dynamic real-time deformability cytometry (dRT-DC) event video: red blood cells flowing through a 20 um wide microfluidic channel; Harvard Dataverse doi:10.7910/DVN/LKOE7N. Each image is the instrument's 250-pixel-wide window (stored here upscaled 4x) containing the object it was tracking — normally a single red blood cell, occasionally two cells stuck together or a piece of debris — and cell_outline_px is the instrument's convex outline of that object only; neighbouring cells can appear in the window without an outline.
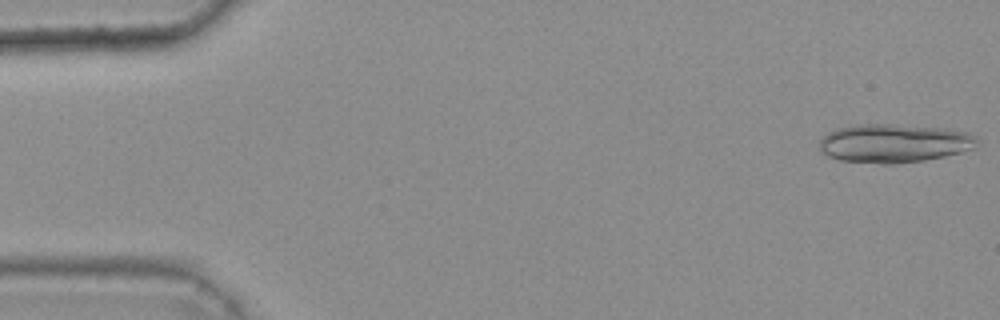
{"species": "common noctule bat (a hibernating species)", "species_latin": "Nyctalus noctula", "temperature_condition": "warm", "stored_images_in_passage": 10, "camera_frame_rate_fps": 3000, "um_per_image_px": 0.085, "animal": {"sex": "female", "body_mass_g": 25.1}, "frame": {"image": 1, "passage_image": 1, "time_ms": 0.0, "image_size_px": [1000, 320], "cell_outline_px": [[980, 140], [972, 148], [960, 152], [944, 156], [924, 160], [892, 164], [880, 164], [840, 160], [828, 156], [820, 152], [820, 140], [828, 132], [836, 128], [856, 124], [892, 124], [948, 128], [968, 132], [976, 136]], "centroid_in_image_um": [75.99, 12.17], "position_along_channel_um": 9.0, "area_um2": 35.72}}